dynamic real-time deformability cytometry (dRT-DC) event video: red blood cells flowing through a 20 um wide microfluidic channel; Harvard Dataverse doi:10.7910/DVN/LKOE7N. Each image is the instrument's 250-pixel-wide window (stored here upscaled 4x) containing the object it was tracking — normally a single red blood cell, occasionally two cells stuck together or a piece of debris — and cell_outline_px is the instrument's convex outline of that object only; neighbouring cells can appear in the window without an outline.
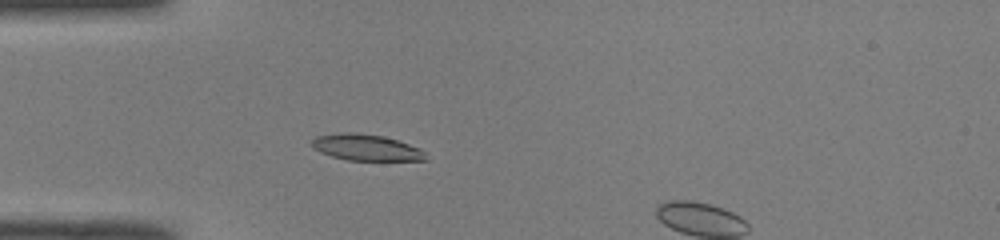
{"species": "common noctule bat (a hibernating species)", "species_latin": "Nyctalus noctula", "temperature_condition": "room temperature", "stored_images_in_passage": 38, "camera_frame_rate_fps": 3000, "um_per_image_px": 0.085, "animal": {"sex": "male", "body_mass_g": 19.0, "forearm_length_mm": 50.8}, "frame": {"image": 1, "passage_image": 8, "time_ms": 2.333, "image_size_px": [1000, 240], "cell_outline_px": [[428, 160], [348, 160], [332, 156], [320, 152], [312, 148], [312, 140], [316, 136], [340, 132], [356, 132], [384, 136], [420, 148], [424, 152]], "centroid_in_image_um": [31.1, 12.52], "position_along_channel_um": 53.9, "area_um2": 17.4}}
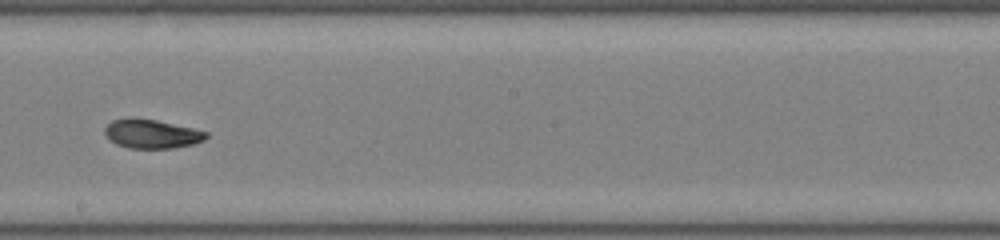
{"frame": {"image": 2, "passage_image": 22, "time_ms": 7.0, "image_size_px": [1000, 240], "cell_outline_px": [[208, 136], [204, 140], [192, 144], [172, 148], [128, 148], [116, 144], [104, 132], [104, 128], [112, 120], [132, 116], [156, 120], [192, 128], [208, 132]], "centroid_in_image_um": [12.88, 11.36], "position_along_channel_um": 235.3, "area_um2": 17.11}}
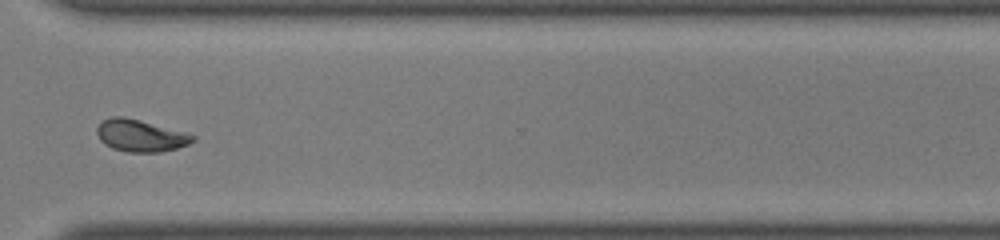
{"frame": {"image": 3, "passage_image": 31, "time_ms": 10.0, "image_size_px": [1000, 240], "cell_outline_px": [[196, 140], [188, 144], [176, 148], [160, 152], [128, 152], [112, 148], [104, 144], [100, 140], [96, 132], [96, 128], [104, 120], [112, 116], [124, 116], [140, 120], [184, 132], [196, 136]], "centroid_in_image_um": [11.92, 11.53], "position_along_channel_um": 358.7, "area_um2": 17.8}}